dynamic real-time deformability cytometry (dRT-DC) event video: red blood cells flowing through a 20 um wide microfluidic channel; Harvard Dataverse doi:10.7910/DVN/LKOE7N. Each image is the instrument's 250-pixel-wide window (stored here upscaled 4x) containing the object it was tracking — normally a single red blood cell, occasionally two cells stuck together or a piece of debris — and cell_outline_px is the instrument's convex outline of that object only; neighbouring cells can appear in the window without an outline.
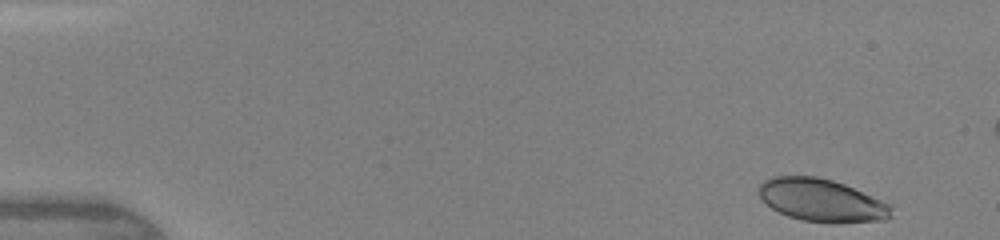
{"species": "human", "species_latin": "Homo sapiens", "temperature_condition": "warm", "stored_images_in_passage": 45, "camera_frame_rate_fps": 3000, "um_per_image_px": 0.085, "donor": {"sex": "female"}, "frame": {"image": 1, "passage_image": 1, "time_ms": 0.0, "image_size_px": [1000, 240], "cell_outline_px": [[892, 216], [884, 220], [840, 224], [832, 224], [800, 220], [788, 216], [772, 208], [760, 196], [760, 184], [764, 180], [772, 176], [816, 176], [832, 180], [844, 184], [892, 204]], "centroid_in_image_um": [69.89, 17.05], "position_along_channel_um": 15.1, "area_um2": 33.23}}
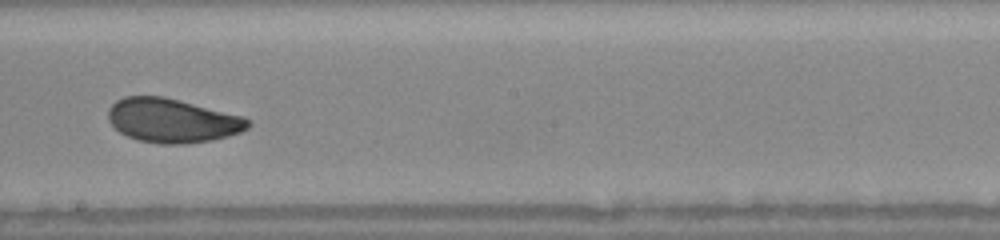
{"frame": {"image": 2, "passage_image": 25, "time_ms": 8.0, "image_size_px": [1000, 240], "cell_outline_px": [[252, 124], [248, 128], [240, 132], [228, 136], [212, 140], [184, 144], [160, 144], [136, 140], [120, 132], [108, 120], [108, 108], [116, 100], [124, 96], [164, 96], [244, 116]], "centroid_in_image_um": [14.64, 10.24], "position_along_channel_um": 233.6, "area_um2": 36.07}}
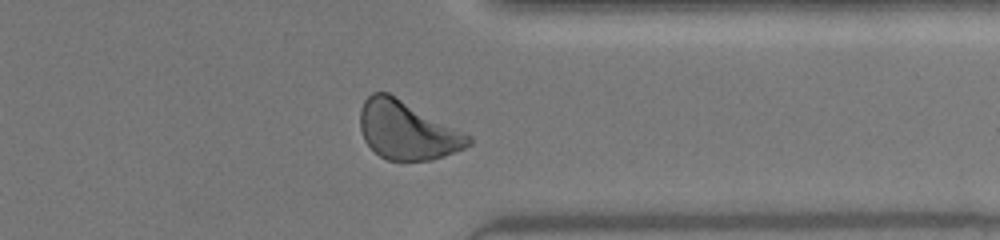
{"frame": {"image": 3, "passage_image": 35, "time_ms": 11.333, "image_size_px": [1000, 240], "cell_outline_px": [[472, 144], [464, 148], [444, 156], [432, 160], [388, 160], [380, 156], [364, 140], [360, 128], [360, 108], [364, 100], [372, 92], [388, 92], [472, 136]], "centroid_in_image_um": [34.6, 11.07], "position_along_channel_um": 376.8, "area_um2": 36.7}, "authors_computed_cell_mechanics": {"area_um2": 35.6626, "velocity_mm_per_s": 4.3444, "shape_relaxation_time_tau1_ms": 4.0329, "shape_relaxation_time_tau2_ms": 0.9905, "deformation_change_tau1": 0.1232, "deformation_change_tau2": 0.0489}}